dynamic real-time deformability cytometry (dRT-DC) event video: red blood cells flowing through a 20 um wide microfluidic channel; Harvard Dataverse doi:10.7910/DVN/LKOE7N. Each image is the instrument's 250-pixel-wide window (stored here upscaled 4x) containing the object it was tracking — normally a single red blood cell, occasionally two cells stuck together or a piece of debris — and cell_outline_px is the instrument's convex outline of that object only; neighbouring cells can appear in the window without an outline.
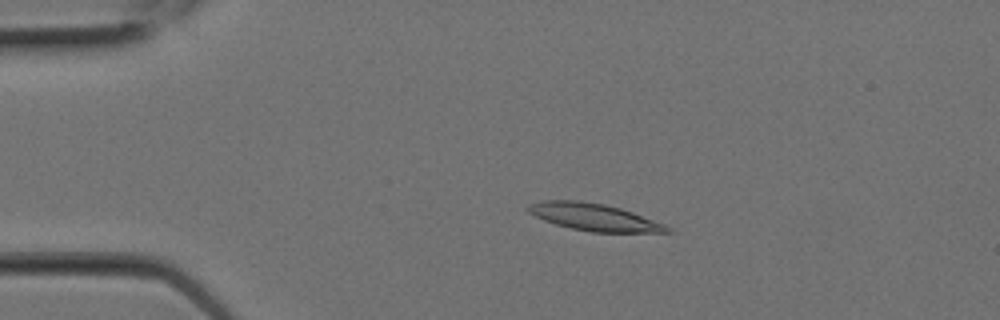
{"species": "Egyptian fruit bat (a non-hibernating species)", "species_latin": "Rousettus aegyptiacus", "temperature_condition": "room temperature", "stored_images_in_passage": 6, "camera_frame_rate_fps": 3000, "um_per_image_px": 0.085, "animal": {"sex": "female"}, "frame": {"image": 1, "passage_image": 4, "time_ms": 1.0, "image_size_px": [1000, 320], "cell_outline_px": [[672, 232], [592, 232], [572, 228], [556, 224], [544, 220], [528, 212], [524, 208], [528, 204], [544, 200], [576, 200], [604, 204], [620, 208], [632, 212], [664, 224], [672, 228]], "centroid_in_image_um": [50.47, 18.45], "position_along_channel_um": 34.5, "area_um2": 21.85}}